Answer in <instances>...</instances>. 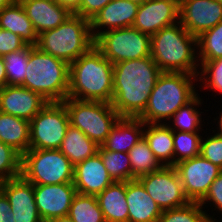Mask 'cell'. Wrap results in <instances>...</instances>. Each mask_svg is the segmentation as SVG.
Wrapping results in <instances>:
<instances>
[{
	"mask_svg": "<svg viewBox=\"0 0 222 222\" xmlns=\"http://www.w3.org/2000/svg\"><path fill=\"white\" fill-rule=\"evenodd\" d=\"M161 73L151 56L113 64L112 107L121 117L137 118Z\"/></svg>",
	"mask_w": 222,
	"mask_h": 222,
	"instance_id": "obj_1",
	"label": "cell"
},
{
	"mask_svg": "<svg viewBox=\"0 0 222 222\" xmlns=\"http://www.w3.org/2000/svg\"><path fill=\"white\" fill-rule=\"evenodd\" d=\"M68 98L111 104L113 64L95 46L69 65Z\"/></svg>",
	"mask_w": 222,
	"mask_h": 222,
	"instance_id": "obj_2",
	"label": "cell"
},
{
	"mask_svg": "<svg viewBox=\"0 0 222 222\" xmlns=\"http://www.w3.org/2000/svg\"><path fill=\"white\" fill-rule=\"evenodd\" d=\"M196 47L197 38L180 22L164 27L151 36V57L162 72H183L198 76Z\"/></svg>",
	"mask_w": 222,
	"mask_h": 222,
	"instance_id": "obj_3",
	"label": "cell"
},
{
	"mask_svg": "<svg viewBox=\"0 0 222 222\" xmlns=\"http://www.w3.org/2000/svg\"><path fill=\"white\" fill-rule=\"evenodd\" d=\"M197 75L183 72H162L152 89L145 110L137 117L144 124H161L183 106L191 102L198 93L193 80Z\"/></svg>",
	"mask_w": 222,
	"mask_h": 222,
	"instance_id": "obj_4",
	"label": "cell"
},
{
	"mask_svg": "<svg viewBox=\"0 0 222 222\" xmlns=\"http://www.w3.org/2000/svg\"><path fill=\"white\" fill-rule=\"evenodd\" d=\"M40 94L48 102L68 98L69 64L29 45L26 76L20 85Z\"/></svg>",
	"mask_w": 222,
	"mask_h": 222,
	"instance_id": "obj_5",
	"label": "cell"
},
{
	"mask_svg": "<svg viewBox=\"0 0 222 222\" xmlns=\"http://www.w3.org/2000/svg\"><path fill=\"white\" fill-rule=\"evenodd\" d=\"M94 42L90 21L72 13L58 27L40 33L36 47L70 65L87 53Z\"/></svg>",
	"mask_w": 222,
	"mask_h": 222,
	"instance_id": "obj_6",
	"label": "cell"
},
{
	"mask_svg": "<svg viewBox=\"0 0 222 222\" xmlns=\"http://www.w3.org/2000/svg\"><path fill=\"white\" fill-rule=\"evenodd\" d=\"M69 116V123L101 146L121 118L110 103L81 101L67 98L62 102Z\"/></svg>",
	"mask_w": 222,
	"mask_h": 222,
	"instance_id": "obj_7",
	"label": "cell"
},
{
	"mask_svg": "<svg viewBox=\"0 0 222 222\" xmlns=\"http://www.w3.org/2000/svg\"><path fill=\"white\" fill-rule=\"evenodd\" d=\"M21 175L33 185L73 183L74 165L59 149H29L22 155Z\"/></svg>",
	"mask_w": 222,
	"mask_h": 222,
	"instance_id": "obj_8",
	"label": "cell"
},
{
	"mask_svg": "<svg viewBox=\"0 0 222 222\" xmlns=\"http://www.w3.org/2000/svg\"><path fill=\"white\" fill-rule=\"evenodd\" d=\"M94 46L112 64L151 56V36L133 27L100 31Z\"/></svg>",
	"mask_w": 222,
	"mask_h": 222,
	"instance_id": "obj_9",
	"label": "cell"
},
{
	"mask_svg": "<svg viewBox=\"0 0 222 222\" xmlns=\"http://www.w3.org/2000/svg\"><path fill=\"white\" fill-rule=\"evenodd\" d=\"M70 125L62 102H49L30 121V149H59Z\"/></svg>",
	"mask_w": 222,
	"mask_h": 222,
	"instance_id": "obj_10",
	"label": "cell"
},
{
	"mask_svg": "<svg viewBox=\"0 0 222 222\" xmlns=\"http://www.w3.org/2000/svg\"><path fill=\"white\" fill-rule=\"evenodd\" d=\"M138 180L162 211L180 208L190 203L175 166H162Z\"/></svg>",
	"mask_w": 222,
	"mask_h": 222,
	"instance_id": "obj_11",
	"label": "cell"
},
{
	"mask_svg": "<svg viewBox=\"0 0 222 222\" xmlns=\"http://www.w3.org/2000/svg\"><path fill=\"white\" fill-rule=\"evenodd\" d=\"M175 168L181 179L186 197L190 202H200L222 169L201 155L185 159Z\"/></svg>",
	"mask_w": 222,
	"mask_h": 222,
	"instance_id": "obj_12",
	"label": "cell"
},
{
	"mask_svg": "<svg viewBox=\"0 0 222 222\" xmlns=\"http://www.w3.org/2000/svg\"><path fill=\"white\" fill-rule=\"evenodd\" d=\"M222 20V3L219 0H182L179 22L196 38L215 27Z\"/></svg>",
	"mask_w": 222,
	"mask_h": 222,
	"instance_id": "obj_13",
	"label": "cell"
},
{
	"mask_svg": "<svg viewBox=\"0 0 222 222\" xmlns=\"http://www.w3.org/2000/svg\"><path fill=\"white\" fill-rule=\"evenodd\" d=\"M180 3L176 0H145L139 4L133 28L149 36L179 22Z\"/></svg>",
	"mask_w": 222,
	"mask_h": 222,
	"instance_id": "obj_14",
	"label": "cell"
},
{
	"mask_svg": "<svg viewBox=\"0 0 222 222\" xmlns=\"http://www.w3.org/2000/svg\"><path fill=\"white\" fill-rule=\"evenodd\" d=\"M76 193L73 183L34 185L36 207L42 221L68 215Z\"/></svg>",
	"mask_w": 222,
	"mask_h": 222,
	"instance_id": "obj_15",
	"label": "cell"
},
{
	"mask_svg": "<svg viewBox=\"0 0 222 222\" xmlns=\"http://www.w3.org/2000/svg\"><path fill=\"white\" fill-rule=\"evenodd\" d=\"M0 190L11 205L15 222H43L36 207L34 185L22 175L1 182Z\"/></svg>",
	"mask_w": 222,
	"mask_h": 222,
	"instance_id": "obj_16",
	"label": "cell"
},
{
	"mask_svg": "<svg viewBox=\"0 0 222 222\" xmlns=\"http://www.w3.org/2000/svg\"><path fill=\"white\" fill-rule=\"evenodd\" d=\"M48 103L40 94L23 86L6 85L0 90V112L29 122Z\"/></svg>",
	"mask_w": 222,
	"mask_h": 222,
	"instance_id": "obj_17",
	"label": "cell"
},
{
	"mask_svg": "<svg viewBox=\"0 0 222 222\" xmlns=\"http://www.w3.org/2000/svg\"><path fill=\"white\" fill-rule=\"evenodd\" d=\"M114 182L99 153L74 166L73 185L77 193L97 196Z\"/></svg>",
	"mask_w": 222,
	"mask_h": 222,
	"instance_id": "obj_18",
	"label": "cell"
},
{
	"mask_svg": "<svg viewBox=\"0 0 222 222\" xmlns=\"http://www.w3.org/2000/svg\"><path fill=\"white\" fill-rule=\"evenodd\" d=\"M138 2L129 0H112L90 21L94 40L105 31L132 27L139 7ZM102 27V28H101ZM100 28V30H98ZM97 30V31H96Z\"/></svg>",
	"mask_w": 222,
	"mask_h": 222,
	"instance_id": "obj_19",
	"label": "cell"
},
{
	"mask_svg": "<svg viewBox=\"0 0 222 222\" xmlns=\"http://www.w3.org/2000/svg\"><path fill=\"white\" fill-rule=\"evenodd\" d=\"M39 35L62 24L72 12L55 0H19Z\"/></svg>",
	"mask_w": 222,
	"mask_h": 222,
	"instance_id": "obj_20",
	"label": "cell"
},
{
	"mask_svg": "<svg viewBox=\"0 0 222 222\" xmlns=\"http://www.w3.org/2000/svg\"><path fill=\"white\" fill-rule=\"evenodd\" d=\"M126 201L128 222H157L162 214L161 208L138 179L126 182Z\"/></svg>",
	"mask_w": 222,
	"mask_h": 222,
	"instance_id": "obj_21",
	"label": "cell"
},
{
	"mask_svg": "<svg viewBox=\"0 0 222 222\" xmlns=\"http://www.w3.org/2000/svg\"><path fill=\"white\" fill-rule=\"evenodd\" d=\"M144 126L139 118L121 117L101 146L105 150L128 153L143 138Z\"/></svg>",
	"mask_w": 222,
	"mask_h": 222,
	"instance_id": "obj_22",
	"label": "cell"
},
{
	"mask_svg": "<svg viewBox=\"0 0 222 222\" xmlns=\"http://www.w3.org/2000/svg\"><path fill=\"white\" fill-rule=\"evenodd\" d=\"M0 28L19 35L27 45L38 43V34L19 0H13L0 11Z\"/></svg>",
	"mask_w": 222,
	"mask_h": 222,
	"instance_id": "obj_23",
	"label": "cell"
},
{
	"mask_svg": "<svg viewBox=\"0 0 222 222\" xmlns=\"http://www.w3.org/2000/svg\"><path fill=\"white\" fill-rule=\"evenodd\" d=\"M96 197L106 222H128L126 182L115 181Z\"/></svg>",
	"mask_w": 222,
	"mask_h": 222,
	"instance_id": "obj_24",
	"label": "cell"
},
{
	"mask_svg": "<svg viewBox=\"0 0 222 222\" xmlns=\"http://www.w3.org/2000/svg\"><path fill=\"white\" fill-rule=\"evenodd\" d=\"M145 126L143 137L157 160L162 166H174L173 131L165 122L145 124ZM145 128L148 129L145 130Z\"/></svg>",
	"mask_w": 222,
	"mask_h": 222,
	"instance_id": "obj_25",
	"label": "cell"
},
{
	"mask_svg": "<svg viewBox=\"0 0 222 222\" xmlns=\"http://www.w3.org/2000/svg\"><path fill=\"white\" fill-rule=\"evenodd\" d=\"M0 141L23 155L30 149V122L0 112Z\"/></svg>",
	"mask_w": 222,
	"mask_h": 222,
	"instance_id": "obj_26",
	"label": "cell"
},
{
	"mask_svg": "<svg viewBox=\"0 0 222 222\" xmlns=\"http://www.w3.org/2000/svg\"><path fill=\"white\" fill-rule=\"evenodd\" d=\"M99 146L81 130L69 125L59 150L75 166L98 153Z\"/></svg>",
	"mask_w": 222,
	"mask_h": 222,
	"instance_id": "obj_27",
	"label": "cell"
},
{
	"mask_svg": "<svg viewBox=\"0 0 222 222\" xmlns=\"http://www.w3.org/2000/svg\"><path fill=\"white\" fill-rule=\"evenodd\" d=\"M128 156L132 168V180L139 179L162 167L144 137L130 149Z\"/></svg>",
	"mask_w": 222,
	"mask_h": 222,
	"instance_id": "obj_28",
	"label": "cell"
},
{
	"mask_svg": "<svg viewBox=\"0 0 222 222\" xmlns=\"http://www.w3.org/2000/svg\"><path fill=\"white\" fill-rule=\"evenodd\" d=\"M68 216L73 222H106L96 196L76 193Z\"/></svg>",
	"mask_w": 222,
	"mask_h": 222,
	"instance_id": "obj_29",
	"label": "cell"
},
{
	"mask_svg": "<svg viewBox=\"0 0 222 222\" xmlns=\"http://www.w3.org/2000/svg\"><path fill=\"white\" fill-rule=\"evenodd\" d=\"M98 153L114 181L127 182L132 180V168L128 153L105 150L102 146H99Z\"/></svg>",
	"mask_w": 222,
	"mask_h": 222,
	"instance_id": "obj_30",
	"label": "cell"
},
{
	"mask_svg": "<svg viewBox=\"0 0 222 222\" xmlns=\"http://www.w3.org/2000/svg\"><path fill=\"white\" fill-rule=\"evenodd\" d=\"M198 60L213 61L222 58V20L197 37Z\"/></svg>",
	"mask_w": 222,
	"mask_h": 222,
	"instance_id": "obj_31",
	"label": "cell"
},
{
	"mask_svg": "<svg viewBox=\"0 0 222 222\" xmlns=\"http://www.w3.org/2000/svg\"><path fill=\"white\" fill-rule=\"evenodd\" d=\"M200 97L197 95L191 102H189L187 105L181 107L172 117L169 121L174 119L172 124L169 125L170 129L172 131H182V132H193L198 133L201 129V113L197 111L196 106L201 105ZM195 106V108H194ZM174 126V128H173ZM176 128V129H175Z\"/></svg>",
	"mask_w": 222,
	"mask_h": 222,
	"instance_id": "obj_32",
	"label": "cell"
},
{
	"mask_svg": "<svg viewBox=\"0 0 222 222\" xmlns=\"http://www.w3.org/2000/svg\"><path fill=\"white\" fill-rule=\"evenodd\" d=\"M202 208L198 202H190L180 208L163 210L157 222H215Z\"/></svg>",
	"mask_w": 222,
	"mask_h": 222,
	"instance_id": "obj_33",
	"label": "cell"
},
{
	"mask_svg": "<svg viewBox=\"0 0 222 222\" xmlns=\"http://www.w3.org/2000/svg\"><path fill=\"white\" fill-rule=\"evenodd\" d=\"M201 138L199 133L173 131L174 166L182 160L200 155Z\"/></svg>",
	"mask_w": 222,
	"mask_h": 222,
	"instance_id": "obj_34",
	"label": "cell"
},
{
	"mask_svg": "<svg viewBox=\"0 0 222 222\" xmlns=\"http://www.w3.org/2000/svg\"><path fill=\"white\" fill-rule=\"evenodd\" d=\"M4 64L7 74V85L20 86L25 79L29 59V45L24 49L5 55Z\"/></svg>",
	"mask_w": 222,
	"mask_h": 222,
	"instance_id": "obj_35",
	"label": "cell"
},
{
	"mask_svg": "<svg viewBox=\"0 0 222 222\" xmlns=\"http://www.w3.org/2000/svg\"><path fill=\"white\" fill-rule=\"evenodd\" d=\"M22 155L0 141V183L21 175Z\"/></svg>",
	"mask_w": 222,
	"mask_h": 222,
	"instance_id": "obj_36",
	"label": "cell"
},
{
	"mask_svg": "<svg viewBox=\"0 0 222 222\" xmlns=\"http://www.w3.org/2000/svg\"><path fill=\"white\" fill-rule=\"evenodd\" d=\"M201 63V72L200 74L201 82L205 84V88L213 89L215 92L218 91L222 93V58H218L213 61H200ZM203 80V81H202Z\"/></svg>",
	"mask_w": 222,
	"mask_h": 222,
	"instance_id": "obj_37",
	"label": "cell"
},
{
	"mask_svg": "<svg viewBox=\"0 0 222 222\" xmlns=\"http://www.w3.org/2000/svg\"><path fill=\"white\" fill-rule=\"evenodd\" d=\"M200 155L222 169V136L214 134L200 143Z\"/></svg>",
	"mask_w": 222,
	"mask_h": 222,
	"instance_id": "obj_38",
	"label": "cell"
},
{
	"mask_svg": "<svg viewBox=\"0 0 222 222\" xmlns=\"http://www.w3.org/2000/svg\"><path fill=\"white\" fill-rule=\"evenodd\" d=\"M27 44L19 35L0 28V57L24 49Z\"/></svg>",
	"mask_w": 222,
	"mask_h": 222,
	"instance_id": "obj_39",
	"label": "cell"
},
{
	"mask_svg": "<svg viewBox=\"0 0 222 222\" xmlns=\"http://www.w3.org/2000/svg\"><path fill=\"white\" fill-rule=\"evenodd\" d=\"M112 0H81L74 14L91 21Z\"/></svg>",
	"mask_w": 222,
	"mask_h": 222,
	"instance_id": "obj_40",
	"label": "cell"
},
{
	"mask_svg": "<svg viewBox=\"0 0 222 222\" xmlns=\"http://www.w3.org/2000/svg\"><path fill=\"white\" fill-rule=\"evenodd\" d=\"M206 202H210L209 204L215 205L219 211H222V172L217 176V178L212 182L209 187V190L205 197L199 202L201 206L206 204Z\"/></svg>",
	"mask_w": 222,
	"mask_h": 222,
	"instance_id": "obj_41",
	"label": "cell"
},
{
	"mask_svg": "<svg viewBox=\"0 0 222 222\" xmlns=\"http://www.w3.org/2000/svg\"><path fill=\"white\" fill-rule=\"evenodd\" d=\"M0 222H15L11 205L6 195L0 190Z\"/></svg>",
	"mask_w": 222,
	"mask_h": 222,
	"instance_id": "obj_42",
	"label": "cell"
},
{
	"mask_svg": "<svg viewBox=\"0 0 222 222\" xmlns=\"http://www.w3.org/2000/svg\"><path fill=\"white\" fill-rule=\"evenodd\" d=\"M61 6L68 8L72 13H74L80 5L81 0H55Z\"/></svg>",
	"mask_w": 222,
	"mask_h": 222,
	"instance_id": "obj_43",
	"label": "cell"
},
{
	"mask_svg": "<svg viewBox=\"0 0 222 222\" xmlns=\"http://www.w3.org/2000/svg\"><path fill=\"white\" fill-rule=\"evenodd\" d=\"M7 85V74L4 64V58L0 57V90Z\"/></svg>",
	"mask_w": 222,
	"mask_h": 222,
	"instance_id": "obj_44",
	"label": "cell"
},
{
	"mask_svg": "<svg viewBox=\"0 0 222 222\" xmlns=\"http://www.w3.org/2000/svg\"><path fill=\"white\" fill-rule=\"evenodd\" d=\"M47 222H73V221L68 215H66L50 219Z\"/></svg>",
	"mask_w": 222,
	"mask_h": 222,
	"instance_id": "obj_45",
	"label": "cell"
},
{
	"mask_svg": "<svg viewBox=\"0 0 222 222\" xmlns=\"http://www.w3.org/2000/svg\"><path fill=\"white\" fill-rule=\"evenodd\" d=\"M13 0H0V11L8 6Z\"/></svg>",
	"mask_w": 222,
	"mask_h": 222,
	"instance_id": "obj_46",
	"label": "cell"
},
{
	"mask_svg": "<svg viewBox=\"0 0 222 222\" xmlns=\"http://www.w3.org/2000/svg\"><path fill=\"white\" fill-rule=\"evenodd\" d=\"M222 113V112H221ZM221 117L219 118L220 120H219V131L216 133V134H218L219 136H222V114L220 115Z\"/></svg>",
	"mask_w": 222,
	"mask_h": 222,
	"instance_id": "obj_47",
	"label": "cell"
},
{
	"mask_svg": "<svg viewBox=\"0 0 222 222\" xmlns=\"http://www.w3.org/2000/svg\"><path fill=\"white\" fill-rule=\"evenodd\" d=\"M129 1H136V2H138V3H142V2H144L145 0H129Z\"/></svg>",
	"mask_w": 222,
	"mask_h": 222,
	"instance_id": "obj_48",
	"label": "cell"
}]
</instances>
